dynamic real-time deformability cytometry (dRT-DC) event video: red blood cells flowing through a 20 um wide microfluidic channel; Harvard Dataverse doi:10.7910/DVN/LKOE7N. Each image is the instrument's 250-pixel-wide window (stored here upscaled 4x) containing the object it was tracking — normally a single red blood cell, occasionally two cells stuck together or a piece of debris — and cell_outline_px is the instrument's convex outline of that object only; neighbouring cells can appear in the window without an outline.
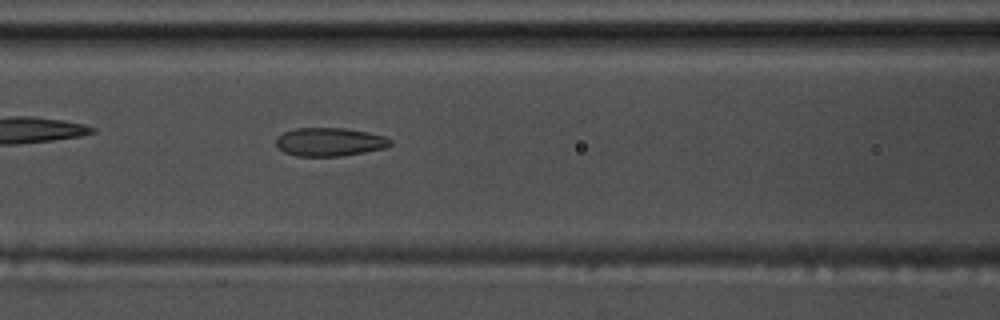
{"species": "common noctule bat (a hibernating species)", "species_latin": "Nyctalus noctula", "temperature_condition": "warm", "stored_images_in_passage": 56, "camera_frame_rate_fps": 3000, "um_per_image_px": 0.085, "animal": {"sex": "male", "body_mass_g": 17.5, "forearm_length_mm": 52.3}, "frame": {"image": 1, "passage_image": 24, "time_ms": 7.667, "image_size_px": [1000, 320], "cell_outline_px": [[392, 144], [384, 148], [364, 152], [340, 156], [296, 156], [284, 152], [276, 144], [276, 136], [284, 132], [296, 128], [344, 128], [368, 132], [384, 136], [392, 140]], "centroid_in_image_um": [28.01, 12.06], "position_along_channel_um": 138.6, "area_um2": 18.9}}
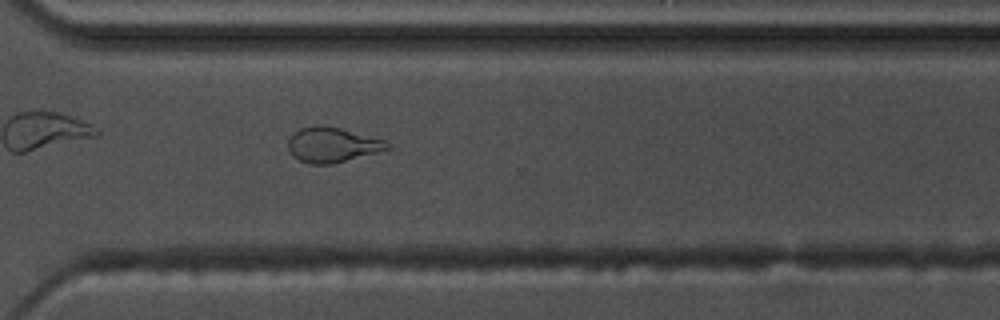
{"frame": {"image": 2, "passage_image": 41, "time_ms": 13.333, "image_size_px": [1000, 320], "cell_outline_px": [[388, 148], [376, 152], [332, 164], [308, 164], [292, 156], [288, 148], [288, 140], [300, 128], [316, 124], [324, 124], [340, 128], [384, 140], [388, 144]], "centroid_in_image_um": [28.17, 12.3], "position_along_channel_um": 342.4, "area_um2": 19.94}}
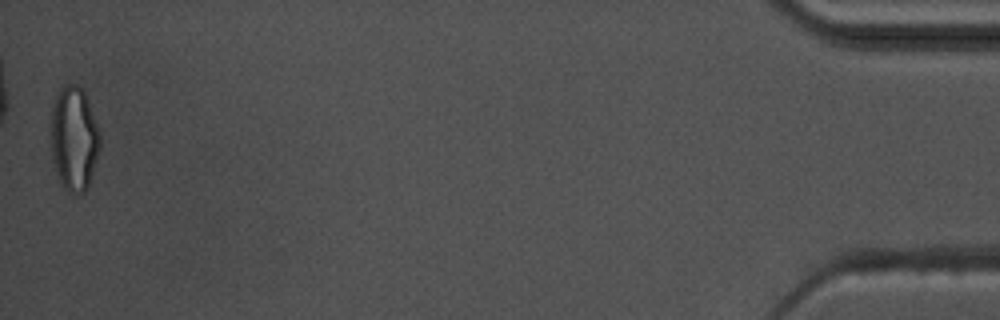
{"frame": {"image": 3, "passage_image": 56, "time_ms": 18.333, "image_size_px": [1000, 320], "cell_outline_px": [[100, 148], [88, 184], [84, 192], [76, 196], [72, 196], [60, 184], [52, 156], [48, 128], [52, 104], [60, 88], [68, 84], [76, 84], [84, 92], [88, 100], [100, 132]], "centroid_in_image_um": [6.25, 11.79], "position_along_channel_um": 429.0, "area_um2": 30.46}, "authors_computed_cell_mechanics": {"area_um2": 20.0566, "velocity_mm_per_s": 3.6055, "shape_relaxation_time_tau1_ms": null, "shape_relaxation_time_tau2_ms": 1.5692, "deformation_change_tau1": null, "deformation_change_tau2": 0.0901}}